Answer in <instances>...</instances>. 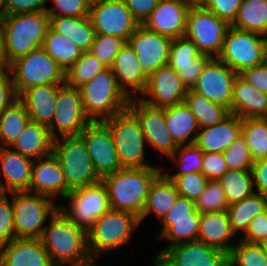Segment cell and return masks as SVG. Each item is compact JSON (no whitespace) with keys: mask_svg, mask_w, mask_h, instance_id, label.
<instances>
[{"mask_svg":"<svg viewBox=\"0 0 267 266\" xmlns=\"http://www.w3.org/2000/svg\"><path fill=\"white\" fill-rule=\"evenodd\" d=\"M40 240L55 266H77L92 260L87 230L76 225L59 209L43 229Z\"/></svg>","mask_w":267,"mask_h":266,"instance_id":"6da1fadb","label":"cell"},{"mask_svg":"<svg viewBox=\"0 0 267 266\" xmlns=\"http://www.w3.org/2000/svg\"><path fill=\"white\" fill-rule=\"evenodd\" d=\"M161 168H122L101 179L105 185L111 209L126 211L140 218L153 181Z\"/></svg>","mask_w":267,"mask_h":266,"instance_id":"7a4b0ae2","label":"cell"},{"mask_svg":"<svg viewBox=\"0 0 267 266\" xmlns=\"http://www.w3.org/2000/svg\"><path fill=\"white\" fill-rule=\"evenodd\" d=\"M1 23L7 67L16 59L42 47L50 27L46 12L5 15Z\"/></svg>","mask_w":267,"mask_h":266,"instance_id":"3957f363","label":"cell"},{"mask_svg":"<svg viewBox=\"0 0 267 266\" xmlns=\"http://www.w3.org/2000/svg\"><path fill=\"white\" fill-rule=\"evenodd\" d=\"M83 109L92 121H103L128 108L130 98L119 88L111 68L79 87Z\"/></svg>","mask_w":267,"mask_h":266,"instance_id":"277c9868","label":"cell"},{"mask_svg":"<svg viewBox=\"0 0 267 266\" xmlns=\"http://www.w3.org/2000/svg\"><path fill=\"white\" fill-rule=\"evenodd\" d=\"M52 154L58 160L70 190L101 181L94 170L86 144L80 136L55 138Z\"/></svg>","mask_w":267,"mask_h":266,"instance_id":"5b68a950","label":"cell"},{"mask_svg":"<svg viewBox=\"0 0 267 266\" xmlns=\"http://www.w3.org/2000/svg\"><path fill=\"white\" fill-rule=\"evenodd\" d=\"M110 130L121 168L152 167L145 161V137L136 116L127 108L102 121Z\"/></svg>","mask_w":267,"mask_h":266,"instance_id":"8992f818","label":"cell"},{"mask_svg":"<svg viewBox=\"0 0 267 266\" xmlns=\"http://www.w3.org/2000/svg\"><path fill=\"white\" fill-rule=\"evenodd\" d=\"M140 225L139 218L129 212L110 209L87 230L88 251L95 259L100 253L125 245L132 231Z\"/></svg>","mask_w":267,"mask_h":266,"instance_id":"52a82bcc","label":"cell"},{"mask_svg":"<svg viewBox=\"0 0 267 266\" xmlns=\"http://www.w3.org/2000/svg\"><path fill=\"white\" fill-rule=\"evenodd\" d=\"M14 90L18 97L30 87L42 84L62 85L65 71L42 48L30 51L9 66Z\"/></svg>","mask_w":267,"mask_h":266,"instance_id":"ba28073f","label":"cell"},{"mask_svg":"<svg viewBox=\"0 0 267 266\" xmlns=\"http://www.w3.org/2000/svg\"><path fill=\"white\" fill-rule=\"evenodd\" d=\"M217 58L240 74L267 61L266 37L230 25L225 34L222 51Z\"/></svg>","mask_w":267,"mask_h":266,"instance_id":"9c48e42d","label":"cell"},{"mask_svg":"<svg viewBox=\"0 0 267 266\" xmlns=\"http://www.w3.org/2000/svg\"><path fill=\"white\" fill-rule=\"evenodd\" d=\"M15 238H40L47 217L59 209L53 199L28 191L11 192Z\"/></svg>","mask_w":267,"mask_h":266,"instance_id":"30bf717a","label":"cell"},{"mask_svg":"<svg viewBox=\"0 0 267 266\" xmlns=\"http://www.w3.org/2000/svg\"><path fill=\"white\" fill-rule=\"evenodd\" d=\"M229 24L205 8L189 9L185 37L190 39L201 54L217 58L223 48Z\"/></svg>","mask_w":267,"mask_h":266,"instance_id":"8fae6325","label":"cell"},{"mask_svg":"<svg viewBox=\"0 0 267 266\" xmlns=\"http://www.w3.org/2000/svg\"><path fill=\"white\" fill-rule=\"evenodd\" d=\"M65 198L70 200V211L65 205H58L59 210L86 230L111 209L108 192L102 181L71 190Z\"/></svg>","mask_w":267,"mask_h":266,"instance_id":"7c38bea8","label":"cell"},{"mask_svg":"<svg viewBox=\"0 0 267 266\" xmlns=\"http://www.w3.org/2000/svg\"><path fill=\"white\" fill-rule=\"evenodd\" d=\"M91 122L84 112L79 88L69 86L67 83L62 84L57 92L52 123L48 127L51 136L54 139L58 138L57 131L61 137L79 136Z\"/></svg>","mask_w":267,"mask_h":266,"instance_id":"4fadbf2b","label":"cell"},{"mask_svg":"<svg viewBox=\"0 0 267 266\" xmlns=\"http://www.w3.org/2000/svg\"><path fill=\"white\" fill-rule=\"evenodd\" d=\"M89 17L96 34L119 37L126 42L139 26L127 9L124 0L93 2Z\"/></svg>","mask_w":267,"mask_h":266,"instance_id":"5bb4252c","label":"cell"},{"mask_svg":"<svg viewBox=\"0 0 267 266\" xmlns=\"http://www.w3.org/2000/svg\"><path fill=\"white\" fill-rule=\"evenodd\" d=\"M128 109L139 120L148 145L153 146L170 159L178 146L168 132L164 108L153 107L138 96L129 100Z\"/></svg>","mask_w":267,"mask_h":266,"instance_id":"9a60e30c","label":"cell"},{"mask_svg":"<svg viewBox=\"0 0 267 266\" xmlns=\"http://www.w3.org/2000/svg\"><path fill=\"white\" fill-rule=\"evenodd\" d=\"M79 136L100 179L122 169L112 134L102 121L89 123Z\"/></svg>","mask_w":267,"mask_h":266,"instance_id":"2e32d148","label":"cell"},{"mask_svg":"<svg viewBox=\"0 0 267 266\" xmlns=\"http://www.w3.org/2000/svg\"><path fill=\"white\" fill-rule=\"evenodd\" d=\"M154 266H225L228 254L201 241H190L161 250Z\"/></svg>","mask_w":267,"mask_h":266,"instance_id":"e0dca14e","label":"cell"},{"mask_svg":"<svg viewBox=\"0 0 267 266\" xmlns=\"http://www.w3.org/2000/svg\"><path fill=\"white\" fill-rule=\"evenodd\" d=\"M238 74L218 58H211L192 90L207 100L220 104L231 113L233 84Z\"/></svg>","mask_w":267,"mask_h":266,"instance_id":"ac0fdd59","label":"cell"},{"mask_svg":"<svg viewBox=\"0 0 267 266\" xmlns=\"http://www.w3.org/2000/svg\"><path fill=\"white\" fill-rule=\"evenodd\" d=\"M127 42L136 52L144 74L149 77L169 61L172 39L139 25Z\"/></svg>","mask_w":267,"mask_h":266,"instance_id":"d6986e66","label":"cell"},{"mask_svg":"<svg viewBox=\"0 0 267 266\" xmlns=\"http://www.w3.org/2000/svg\"><path fill=\"white\" fill-rule=\"evenodd\" d=\"M188 88L179 74L169 65H163L148 77L142 93L147 98H140L153 107L165 108L184 102Z\"/></svg>","mask_w":267,"mask_h":266,"instance_id":"ffe728a7","label":"cell"},{"mask_svg":"<svg viewBox=\"0 0 267 266\" xmlns=\"http://www.w3.org/2000/svg\"><path fill=\"white\" fill-rule=\"evenodd\" d=\"M210 59L208 55L201 54L197 46L185 36L172 39L168 64L179 74L188 89L196 84Z\"/></svg>","mask_w":267,"mask_h":266,"instance_id":"44dd1931","label":"cell"},{"mask_svg":"<svg viewBox=\"0 0 267 266\" xmlns=\"http://www.w3.org/2000/svg\"><path fill=\"white\" fill-rule=\"evenodd\" d=\"M189 9L185 0H160L143 26L171 39L183 37Z\"/></svg>","mask_w":267,"mask_h":266,"instance_id":"7402d4cb","label":"cell"},{"mask_svg":"<svg viewBox=\"0 0 267 266\" xmlns=\"http://www.w3.org/2000/svg\"><path fill=\"white\" fill-rule=\"evenodd\" d=\"M61 166L53 154L34 159L32 165L30 192L57 198L59 195L64 199L69 193Z\"/></svg>","mask_w":267,"mask_h":266,"instance_id":"603a6c76","label":"cell"},{"mask_svg":"<svg viewBox=\"0 0 267 266\" xmlns=\"http://www.w3.org/2000/svg\"><path fill=\"white\" fill-rule=\"evenodd\" d=\"M0 192H30L33 159L22 155L11 147H0Z\"/></svg>","mask_w":267,"mask_h":266,"instance_id":"cb8c5ba5","label":"cell"},{"mask_svg":"<svg viewBox=\"0 0 267 266\" xmlns=\"http://www.w3.org/2000/svg\"><path fill=\"white\" fill-rule=\"evenodd\" d=\"M2 266H55L40 238H14L0 246Z\"/></svg>","mask_w":267,"mask_h":266,"instance_id":"d4e9b609","label":"cell"},{"mask_svg":"<svg viewBox=\"0 0 267 266\" xmlns=\"http://www.w3.org/2000/svg\"><path fill=\"white\" fill-rule=\"evenodd\" d=\"M111 70L116 77L119 88L127 97L132 99L138 97V95L135 96L138 94L137 92H144L148 77L142 71L136 52L128 42H125L116 55Z\"/></svg>","mask_w":267,"mask_h":266,"instance_id":"484cf974","label":"cell"},{"mask_svg":"<svg viewBox=\"0 0 267 266\" xmlns=\"http://www.w3.org/2000/svg\"><path fill=\"white\" fill-rule=\"evenodd\" d=\"M195 145L202 152L223 153L242 135V119L230 113L213 126L200 128Z\"/></svg>","mask_w":267,"mask_h":266,"instance_id":"4316f807","label":"cell"},{"mask_svg":"<svg viewBox=\"0 0 267 266\" xmlns=\"http://www.w3.org/2000/svg\"><path fill=\"white\" fill-rule=\"evenodd\" d=\"M61 85L42 84L23 91L18 99L28 112L30 121L49 127L55 112L56 97Z\"/></svg>","mask_w":267,"mask_h":266,"instance_id":"83f0119b","label":"cell"},{"mask_svg":"<svg viewBox=\"0 0 267 266\" xmlns=\"http://www.w3.org/2000/svg\"><path fill=\"white\" fill-rule=\"evenodd\" d=\"M231 113L241 119L267 117V93L257 90L238 74L233 84Z\"/></svg>","mask_w":267,"mask_h":266,"instance_id":"f1b7e54d","label":"cell"},{"mask_svg":"<svg viewBox=\"0 0 267 266\" xmlns=\"http://www.w3.org/2000/svg\"><path fill=\"white\" fill-rule=\"evenodd\" d=\"M235 235L227 211L201 213L197 240L228 254L234 245L228 241Z\"/></svg>","mask_w":267,"mask_h":266,"instance_id":"f546056e","label":"cell"},{"mask_svg":"<svg viewBox=\"0 0 267 266\" xmlns=\"http://www.w3.org/2000/svg\"><path fill=\"white\" fill-rule=\"evenodd\" d=\"M164 112L168 132L171 134L176 145L185 146L194 144L200 128L195 115L188 106L184 102H181L165 107Z\"/></svg>","mask_w":267,"mask_h":266,"instance_id":"4dcf8cb0","label":"cell"},{"mask_svg":"<svg viewBox=\"0 0 267 266\" xmlns=\"http://www.w3.org/2000/svg\"><path fill=\"white\" fill-rule=\"evenodd\" d=\"M53 141L47 126L30 121L10 147L34 160L51 155Z\"/></svg>","mask_w":267,"mask_h":266,"instance_id":"1f68e13d","label":"cell"},{"mask_svg":"<svg viewBox=\"0 0 267 266\" xmlns=\"http://www.w3.org/2000/svg\"><path fill=\"white\" fill-rule=\"evenodd\" d=\"M49 24L53 31L69 38L81 51L87 52L92 47L96 33L89 16H49Z\"/></svg>","mask_w":267,"mask_h":266,"instance_id":"d6a6232c","label":"cell"},{"mask_svg":"<svg viewBox=\"0 0 267 266\" xmlns=\"http://www.w3.org/2000/svg\"><path fill=\"white\" fill-rule=\"evenodd\" d=\"M179 196L180 194L174 182L166 174L161 173L150 187L143 215L139 218L140 223L151 213H154L159 220H162Z\"/></svg>","mask_w":267,"mask_h":266,"instance_id":"836d02e7","label":"cell"},{"mask_svg":"<svg viewBox=\"0 0 267 266\" xmlns=\"http://www.w3.org/2000/svg\"><path fill=\"white\" fill-rule=\"evenodd\" d=\"M29 122L26 107L17 98L0 114V147L11 146Z\"/></svg>","mask_w":267,"mask_h":266,"instance_id":"e575fe53","label":"cell"},{"mask_svg":"<svg viewBox=\"0 0 267 266\" xmlns=\"http://www.w3.org/2000/svg\"><path fill=\"white\" fill-rule=\"evenodd\" d=\"M42 48L66 72L82 55L83 51L69 38L47 30Z\"/></svg>","mask_w":267,"mask_h":266,"instance_id":"d590c367","label":"cell"},{"mask_svg":"<svg viewBox=\"0 0 267 266\" xmlns=\"http://www.w3.org/2000/svg\"><path fill=\"white\" fill-rule=\"evenodd\" d=\"M231 26L267 36V0H244Z\"/></svg>","mask_w":267,"mask_h":266,"instance_id":"8d00e7d4","label":"cell"},{"mask_svg":"<svg viewBox=\"0 0 267 266\" xmlns=\"http://www.w3.org/2000/svg\"><path fill=\"white\" fill-rule=\"evenodd\" d=\"M266 209L267 197L258 193L229 205L227 212L234 233L246 232L250 221Z\"/></svg>","mask_w":267,"mask_h":266,"instance_id":"74e56055","label":"cell"},{"mask_svg":"<svg viewBox=\"0 0 267 266\" xmlns=\"http://www.w3.org/2000/svg\"><path fill=\"white\" fill-rule=\"evenodd\" d=\"M184 103L195 115L199 128L213 126L230 114L224 106L207 100L192 89L185 95Z\"/></svg>","mask_w":267,"mask_h":266,"instance_id":"f35d334b","label":"cell"},{"mask_svg":"<svg viewBox=\"0 0 267 266\" xmlns=\"http://www.w3.org/2000/svg\"><path fill=\"white\" fill-rule=\"evenodd\" d=\"M200 219L201 213L196 209L192 212V218L162 219L161 237L159 238H167L170 241L168 247L196 241Z\"/></svg>","mask_w":267,"mask_h":266,"instance_id":"ab89813d","label":"cell"},{"mask_svg":"<svg viewBox=\"0 0 267 266\" xmlns=\"http://www.w3.org/2000/svg\"><path fill=\"white\" fill-rule=\"evenodd\" d=\"M226 195L228 205L254 195V181L251 171L227 170L218 179Z\"/></svg>","mask_w":267,"mask_h":266,"instance_id":"60d3db41","label":"cell"},{"mask_svg":"<svg viewBox=\"0 0 267 266\" xmlns=\"http://www.w3.org/2000/svg\"><path fill=\"white\" fill-rule=\"evenodd\" d=\"M242 137L254 162L267 158V117L242 119Z\"/></svg>","mask_w":267,"mask_h":266,"instance_id":"b9f144b4","label":"cell"},{"mask_svg":"<svg viewBox=\"0 0 267 266\" xmlns=\"http://www.w3.org/2000/svg\"><path fill=\"white\" fill-rule=\"evenodd\" d=\"M107 69L89 51L83 52L80 58L66 71L65 83L79 88Z\"/></svg>","mask_w":267,"mask_h":266,"instance_id":"7bdbcfd3","label":"cell"},{"mask_svg":"<svg viewBox=\"0 0 267 266\" xmlns=\"http://www.w3.org/2000/svg\"><path fill=\"white\" fill-rule=\"evenodd\" d=\"M233 266H267L263 245L239 240L228 255Z\"/></svg>","mask_w":267,"mask_h":266,"instance_id":"ee69618b","label":"cell"},{"mask_svg":"<svg viewBox=\"0 0 267 266\" xmlns=\"http://www.w3.org/2000/svg\"><path fill=\"white\" fill-rule=\"evenodd\" d=\"M228 203L218 180H209L202 194L195 201V209L199 213L227 211Z\"/></svg>","mask_w":267,"mask_h":266,"instance_id":"f6af8a7d","label":"cell"},{"mask_svg":"<svg viewBox=\"0 0 267 266\" xmlns=\"http://www.w3.org/2000/svg\"><path fill=\"white\" fill-rule=\"evenodd\" d=\"M179 154V155H178ZM203 154L195 144L178 146L173 156L170 158L172 163H177L180 171L167 176H182L191 172H201L203 164Z\"/></svg>","mask_w":267,"mask_h":266,"instance_id":"bcb514c9","label":"cell"},{"mask_svg":"<svg viewBox=\"0 0 267 266\" xmlns=\"http://www.w3.org/2000/svg\"><path fill=\"white\" fill-rule=\"evenodd\" d=\"M125 42L119 37L96 34L89 52L105 67L111 68Z\"/></svg>","mask_w":267,"mask_h":266,"instance_id":"7dc6e473","label":"cell"},{"mask_svg":"<svg viewBox=\"0 0 267 266\" xmlns=\"http://www.w3.org/2000/svg\"><path fill=\"white\" fill-rule=\"evenodd\" d=\"M223 155L228 170L251 171L254 161L242 135L223 152Z\"/></svg>","mask_w":267,"mask_h":266,"instance_id":"c3c4849f","label":"cell"},{"mask_svg":"<svg viewBox=\"0 0 267 266\" xmlns=\"http://www.w3.org/2000/svg\"><path fill=\"white\" fill-rule=\"evenodd\" d=\"M175 184L180 196L196 201L209 181L201 172H191L182 176H168Z\"/></svg>","mask_w":267,"mask_h":266,"instance_id":"681fc988","label":"cell"},{"mask_svg":"<svg viewBox=\"0 0 267 266\" xmlns=\"http://www.w3.org/2000/svg\"><path fill=\"white\" fill-rule=\"evenodd\" d=\"M53 3V7L47 8L48 16H89L91 2L89 0H48ZM58 11V12H55Z\"/></svg>","mask_w":267,"mask_h":266,"instance_id":"f907efd6","label":"cell"},{"mask_svg":"<svg viewBox=\"0 0 267 266\" xmlns=\"http://www.w3.org/2000/svg\"><path fill=\"white\" fill-rule=\"evenodd\" d=\"M13 219V204L7 193L0 192V246L15 238Z\"/></svg>","mask_w":267,"mask_h":266,"instance_id":"816d5d0a","label":"cell"},{"mask_svg":"<svg viewBox=\"0 0 267 266\" xmlns=\"http://www.w3.org/2000/svg\"><path fill=\"white\" fill-rule=\"evenodd\" d=\"M243 1L244 0H209L205 9L211 11L218 18L231 25Z\"/></svg>","mask_w":267,"mask_h":266,"instance_id":"f5cc1de1","label":"cell"},{"mask_svg":"<svg viewBox=\"0 0 267 266\" xmlns=\"http://www.w3.org/2000/svg\"><path fill=\"white\" fill-rule=\"evenodd\" d=\"M227 170L223 153L204 152L201 173L208 180H218Z\"/></svg>","mask_w":267,"mask_h":266,"instance_id":"db71d44e","label":"cell"},{"mask_svg":"<svg viewBox=\"0 0 267 266\" xmlns=\"http://www.w3.org/2000/svg\"><path fill=\"white\" fill-rule=\"evenodd\" d=\"M241 240L261 245L267 243V209L250 221Z\"/></svg>","mask_w":267,"mask_h":266,"instance_id":"11a10c76","label":"cell"},{"mask_svg":"<svg viewBox=\"0 0 267 266\" xmlns=\"http://www.w3.org/2000/svg\"><path fill=\"white\" fill-rule=\"evenodd\" d=\"M9 67H0V114L18 97Z\"/></svg>","mask_w":267,"mask_h":266,"instance_id":"9f6ffc18","label":"cell"},{"mask_svg":"<svg viewBox=\"0 0 267 266\" xmlns=\"http://www.w3.org/2000/svg\"><path fill=\"white\" fill-rule=\"evenodd\" d=\"M48 0H5V15L46 12Z\"/></svg>","mask_w":267,"mask_h":266,"instance_id":"6f0895ef","label":"cell"},{"mask_svg":"<svg viewBox=\"0 0 267 266\" xmlns=\"http://www.w3.org/2000/svg\"><path fill=\"white\" fill-rule=\"evenodd\" d=\"M160 0H124L127 9L133 18L143 25L152 11L157 7Z\"/></svg>","mask_w":267,"mask_h":266,"instance_id":"680465c9","label":"cell"},{"mask_svg":"<svg viewBox=\"0 0 267 266\" xmlns=\"http://www.w3.org/2000/svg\"><path fill=\"white\" fill-rule=\"evenodd\" d=\"M239 75L257 90L267 93V61L261 65L248 68Z\"/></svg>","mask_w":267,"mask_h":266,"instance_id":"91938a15","label":"cell"},{"mask_svg":"<svg viewBox=\"0 0 267 266\" xmlns=\"http://www.w3.org/2000/svg\"><path fill=\"white\" fill-rule=\"evenodd\" d=\"M195 210V202L185 197L179 196L174 205L162 219L192 218Z\"/></svg>","mask_w":267,"mask_h":266,"instance_id":"94428289","label":"cell"},{"mask_svg":"<svg viewBox=\"0 0 267 266\" xmlns=\"http://www.w3.org/2000/svg\"><path fill=\"white\" fill-rule=\"evenodd\" d=\"M251 172L254 186L257 188L255 192L267 197V158L255 161L252 165Z\"/></svg>","mask_w":267,"mask_h":266,"instance_id":"6125c7cd","label":"cell"},{"mask_svg":"<svg viewBox=\"0 0 267 266\" xmlns=\"http://www.w3.org/2000/svg\"><path fill=\"white\" fill-rule=\"evenodd\" d=\"M7 66L5 56H4V42H3V30L2 23L0 21V67Z\"/></svg>","mask_w":267,"mask_h":266,"instance_id":"be15d7a7","label":"cell"},{"mask_svg":"<svg viewBox=\"0 0 267 266\" xmlns=\"http://www.w3.org/2000/svg\"><path fill=\"white\" fill-rule=\"evenodd\" d=\"M190 9L205 8L209 0H185Z\"/></svg>","mask_w":267,"mask_h":266,"instance_id":"e7e4bbea","label":"cell"},{"mask_svg":"<svg viewBox=\"0 0 267 266\" xmlns=\"http://www.w3.org/2000/svg\"><path fill=\"white\" fill-rule=\"evenodd\" d=\"M5 16V0H0V21Z\"/></svg>","mask_w":267,"mask_h":266,"instance_id":"03108f58","label":"cell"},{"mask_svg":"<svg viewBox=\"0 0 267 266\" xmlns=\"http://www.w3.org/2000/svg\"><path fill=\"white\" fill-rule=\"evenodd\" d=\"M94 261H95V259H92L89 262H86V263H83V264L77 265V266H97Z\"/></svg>","mask_w":267,"mask_h":266,"instance_id":"003e7915","label":"cell"},{"mask_svg":"<svg viewBox=\"0 0 267 266\" xmlns=\"http://www.w3.org/2000/svg\"><path fill=\"white\" fill-rule=\"evenodd\" d=\"M263 247H264V250H265V253H266V257H267V243L263 244Z\"/></svg>","mask_w":267,"mask_h":266,"instance_id":"a7ac6f4b","label":"cell"},{"mask_svg":"<svg viewBox=\"0 0 267 266\" xmlns=\"http://www.w3.org/2000/svg\"><path fill=\"white\" fill-rule=\"evenodd\" d=\"M225 266H233L229 261L225 264Z\"/></svg>","mask_w":267,"mask_h":266,"instance_id":"89a4df30","label":"cell"},{"mask_svg":"<svg viewBox=\"0 0 267 266\" xmlns=\"http://www.w3.org/2000/svg\"><path fill=\"white\" fill-rule=\"evenodd\" d=\"M91 3L101 1V0H89Z\"/></svg>","mask_w":267,"mask_h":266,"instance_id":"2644e50d","label":"cell"}]
</instances>
